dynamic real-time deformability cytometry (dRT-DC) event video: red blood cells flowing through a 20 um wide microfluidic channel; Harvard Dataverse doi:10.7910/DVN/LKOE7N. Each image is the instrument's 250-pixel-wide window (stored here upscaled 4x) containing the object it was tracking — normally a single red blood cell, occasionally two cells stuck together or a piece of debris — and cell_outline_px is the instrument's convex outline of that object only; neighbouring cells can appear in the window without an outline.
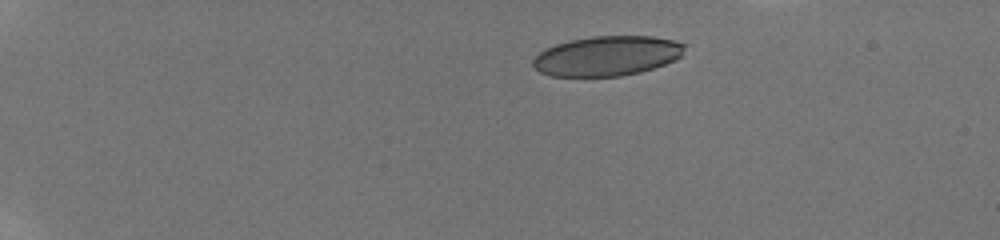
{"species": "human", "species_latin": "Homo sapiens", "temperature_condition": "room temperature", "stored_images_in_passage": 54, "camera_frame_rate_fps": 3000, "um_per_image_px": 0.085, "donor": {"sex": "male"}, "frame": {"image": 1, "passage_image": 1, "time_ms": 0.0, "image_size_px": [1000, 240], "cell_outline_px": [[684, 48], [680, 56], [664, 64], [640, 72], [620, 76], [552, 76], [540, 72], [532, 64], [532, 60], [544, 48], [556, 44], [572, 40], [592, 36], [652, 36], [672, 40], [684, 44]], "centroid_in_image_um": [51.56, 4.75], "position_along_channel_um": 33.4, "area_um2": 34.85}}
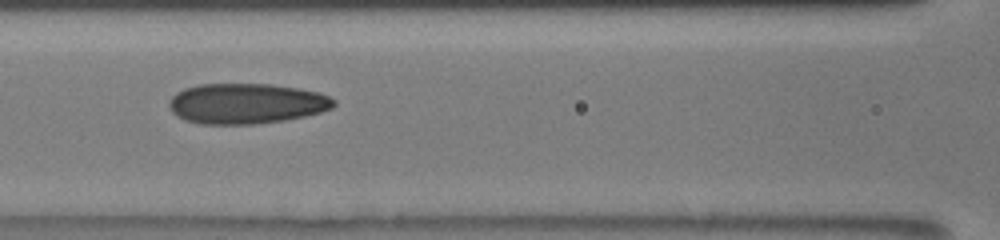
{"frame": {"image": 2, "passage_image": 23, "time_ms": 5.667, "image_size_px": [1000, 240], "cell_outline_px": [[336, 104], [332, 108], [320, 112], [304, 116], [284, 120], [256, 124], [200, 124], [184, 120], [172, 112], [168, 104], [172, 96], [176, 92], [184, 88], [200, 84], [272, 84], [320, 92], [336, 100]], "centroid_in_image_um": [20.93, 8.8], "position_along_channel_um": 145.7, "area_um2": 38.9}}
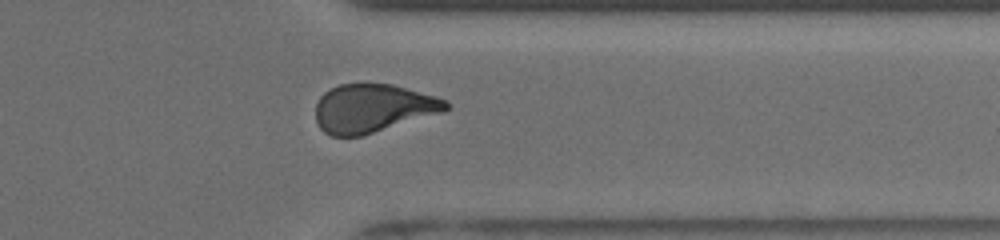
{"frame": {"image": 3, "passage_image": 45, "time_ms": 11.667, "image_size_px": [1000, 240], "cell_outline_px": [[452, 108], [444, 112], [364, 136], [332, 136], [324, 132], [320, 128], [316, 120], [316, 104], [320, 96], [324, 92], [340, 84], [392, 84], [436, 96], [448, 100], [452, 104]], "centroid_in_image_um": [31.75, 9.21], "position_along_channel_um": 379.7, "area_um2": 37.17}}